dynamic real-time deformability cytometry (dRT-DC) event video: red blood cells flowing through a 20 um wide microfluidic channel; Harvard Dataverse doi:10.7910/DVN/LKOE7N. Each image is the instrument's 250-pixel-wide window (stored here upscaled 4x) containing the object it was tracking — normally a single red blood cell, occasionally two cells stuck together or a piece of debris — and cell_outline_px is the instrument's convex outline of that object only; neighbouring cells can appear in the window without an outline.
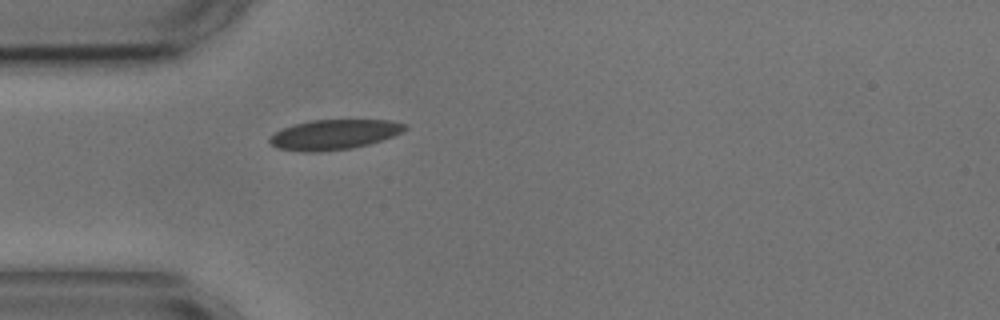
{"species": "common noctule bat (a hibernating species)", "species_latin": "Nyctalus noctula", "temperature_condition": "cold", "stored_images_in_passage": 3, "camera_frame_rate_fps": 3000, "um_per_image_px": 0.085, "animal": {"sex": "male", "body_mass_g": 17.9, "forearm_length_mm": 54.2}, "frame": {"image": 1, "passage_image": 3, "time_ms": 2.333, "image_size_px": [1000, 320], "cell_outline_px": [[408, 128], [392, 136], [368, 144], [352, 148], [320, 152], [304, 152], [276, 148], [268, 140], [276, 132], [284, 128], [296, 124], [312, 120], [392, 120], [408, 124]], "centroid_in_image_um": [28.42, 11.44], "position_along_channel_um": 56.6, "area_um2": 23.47}}